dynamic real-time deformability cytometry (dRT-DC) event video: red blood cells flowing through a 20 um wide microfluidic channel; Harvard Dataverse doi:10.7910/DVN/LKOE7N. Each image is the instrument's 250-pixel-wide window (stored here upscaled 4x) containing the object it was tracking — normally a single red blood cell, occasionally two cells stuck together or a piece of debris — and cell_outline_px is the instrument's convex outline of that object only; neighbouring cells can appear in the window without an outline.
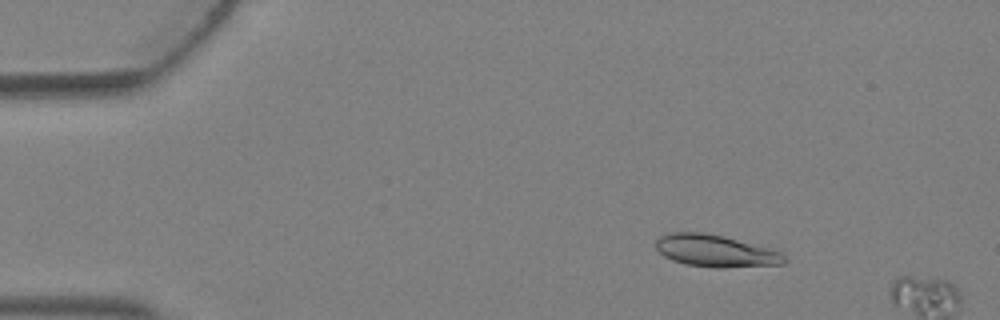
{"species": "Egyptian fruit bat (a non-hibernating species)", "species_latin": "Rousettus aegyptiacus", "temperature_condition": "warm", "stored_images_in_passage": 3, "camera_frame_rate_fps": 3000, "um_per_image_px": 0.085, "animal": {"sex": "female"}, "frame": {"image": 1, "passage_image": 2, "time_ms": 0.333, "image_size_px": [1000, 320], "cell_outline_px": [[788, 260], [784, 264], [724, 268], [716, 268], [688, 264], [672, 260], [664, 256], [656, 248], [656, 240], [660, 236], [668, 232], [704, 232], [724, 236], [768, 248], [780, 252]], "centroid_in_image_um": [60.81, 21.32], "position_along_channel_um": 24.2, "area_um2": 23.99}}